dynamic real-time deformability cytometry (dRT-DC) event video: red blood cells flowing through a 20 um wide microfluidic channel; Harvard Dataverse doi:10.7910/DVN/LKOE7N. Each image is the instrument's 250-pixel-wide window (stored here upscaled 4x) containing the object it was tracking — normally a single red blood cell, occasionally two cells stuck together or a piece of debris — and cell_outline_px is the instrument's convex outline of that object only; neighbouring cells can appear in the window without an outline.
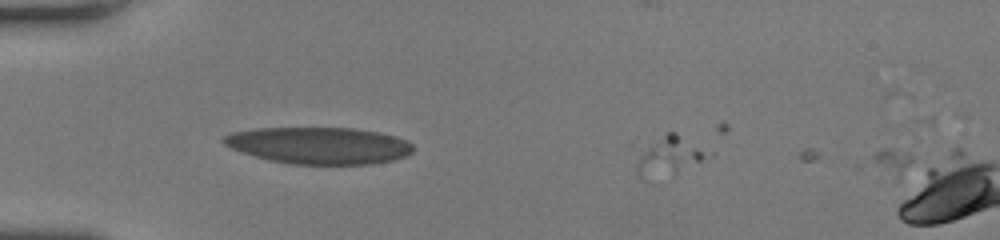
{"species": "human", "species_latin": "Homo sapiens", "temperature_condition": "room temperature", "stored_images_in_passage": 5, "camera_frame_rate_fps": 3000, "um_per_image_px": 0.085, "donor": {"sex": "female"}, "frame": {"image": 1, "passage_image": 4, "time_ms": 1.0, "image_size_px": [1000, 240], "cell_outline_px": [[716, 156], [672, 176], [648, 180], [644, 180], [636, 172], [636, 164], [644, 152], [648, 148], [668, 132], [676, 132], [716, 152]], "centroid_in_image_um": [57.09, 13.32], "position_along_channel_um": 27.9, "area_um2": 16.65}}